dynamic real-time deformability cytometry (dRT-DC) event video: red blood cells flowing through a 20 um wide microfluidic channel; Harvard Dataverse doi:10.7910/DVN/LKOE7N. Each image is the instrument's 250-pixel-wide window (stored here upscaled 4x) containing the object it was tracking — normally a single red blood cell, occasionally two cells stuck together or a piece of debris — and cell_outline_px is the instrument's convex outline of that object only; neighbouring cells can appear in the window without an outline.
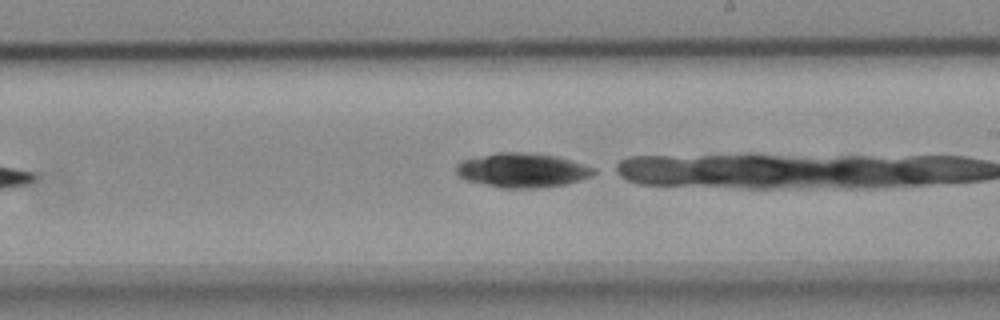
{"species": "common noctule bat (a hibernating species)", "species_latin": "Nyctalus noctula", "temperature_condition": "cold", "stored_images_in_passage": 12, "camera_frame_rate_fps": 3000, "um_per_image_px": 0.085, "animal": {"sex": "female", "body_mass_g": 18.4}, "frame": {"image": 1, "passage_image": 7, "time_ms": 2.0, "image_size_px": [1000, 320], "cell_outline_px": [[600, 172], [592, 176], [580, 180], [564, 184], [536, 188], [504, 188], [464, 180], [456, 172], [456, 164], [460, 160], [496, 152], [520, 152], [556, 156], [596, 168]], "centroid_in_image_um": [44.39, 14.47], "position_along_channel_um": 244.6, "area_um2": 27.57}}
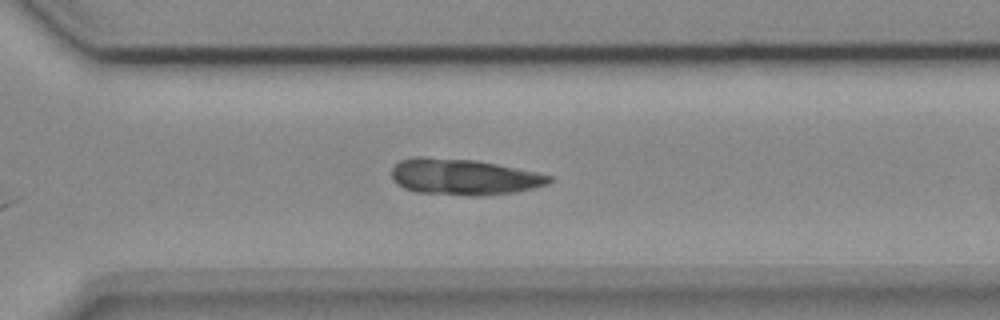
{"frame": {"image": 2, "passage_image": 12, "time_ms": 3.667, "image_size_px": [1000, 320], "cell_outline_px": [[552, 180], [548, 184], [516, 192], [484, 196], [468, 196], [416, 192], [404, 188], [396, 184], [392, 180], [392, 168], [400, 160], [412, 156], [420, 156], [476, 160], [536, 172], [552, 176]], "centroid_in_image_um": [39.38, 15.04], "position_along_channel_um": 331.2, "area_um2": 33.41}}